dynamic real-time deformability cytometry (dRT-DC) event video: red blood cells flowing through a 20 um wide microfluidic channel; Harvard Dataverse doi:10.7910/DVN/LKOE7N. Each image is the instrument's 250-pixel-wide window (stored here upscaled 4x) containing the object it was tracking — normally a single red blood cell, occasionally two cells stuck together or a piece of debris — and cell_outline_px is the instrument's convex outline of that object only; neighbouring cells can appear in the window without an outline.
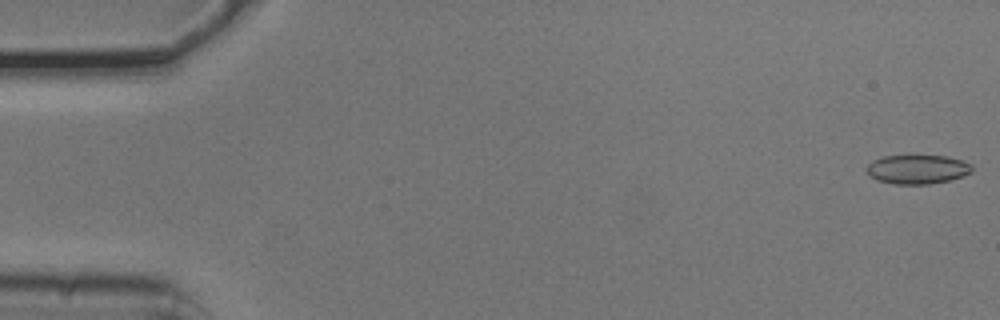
{"species": "common noctule bat (a hibernating species)", "species_latin": "Nyctalus noctula", "temperature_condition": "cold", "stored_images_in_passage": 5, "camera_frame_rate_fps": 3000, "um_per_image_px": 0.085, "animal": {"sex": "male", "body_mass_g": 20.5, "forearm_length_mm": 52.5}, "frame": {"image": 1, "passage_image": 1, "time_ms": 0.0, "image_size_px": [1000, 320], "cell_outline_px": [[972, 172], [948, 180], [928, 184], [892, 184], [876, 180], [864, 168], [872, 160], [884, 156], [908, 152], [916, 152], [948, 156], [964, 160], [972, 164]], "centroid_in_image_um": [77.96, 14.32], "position_along_channel_um": 7.0, "area_um2": 18.9}}
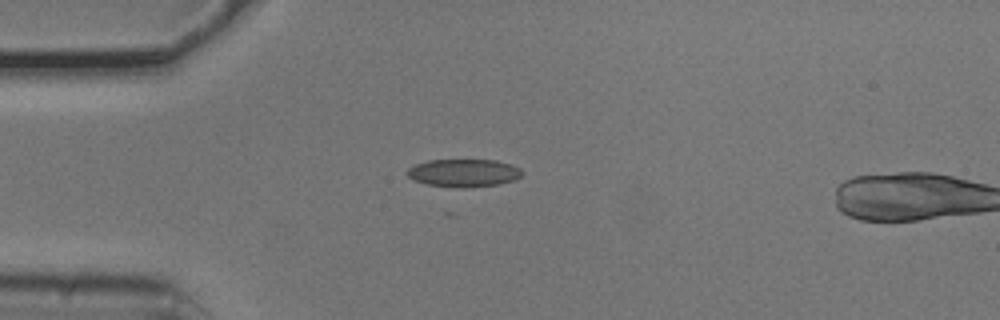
{"frame": {"image": 2, "passage_image": 4, "time_ms": 1.0, "image_size_px": [1000, 320], "cell_outline_px": [[524, 172], [516, 180], [496, 184], [464, 188], [428, 184], [412, 180], [408, 176], [408, 168], [416, 164], [428, 160], [496, 160], [512, 164], [520, 168]], "centroid_in_image_um": [39.44, 14.69], "position_along_channel_um": 45.6, "area_um2": 18.55}}